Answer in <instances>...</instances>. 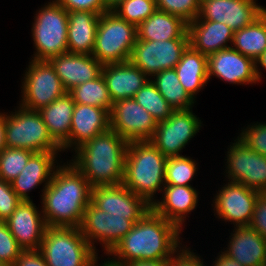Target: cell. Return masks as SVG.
<instances>
[{
  "instance_id": "6da1fadb",
  "label": "cell",
  "mask_w": 266,
  "mask_h": 266,
  "mask_svg": "<svg viewBox=\"0 0 266 266\" xmlns=\"http://www.w3.org/2000/svg\"><path fill=\"white\" fill-rule=\"evenodd\" d=\"M181 231L151 208L107 255L114 256L107 261L124 266L136 260H169L182 245Z\"/></svg>"
},
{
  "instance_id": "7a4b0ae2",
  "label": "cell",
  "mask_w": 266,
  "mask_h": 266,
  "mask_svg": "<svg viewBox=\"0 0 266 266\" xmlns=\"http://www.w3.org/2000/svg\"><path fill=\"white\" fill-rule=\"evenodd\" d=\"M91 185L71 163L56 168L42 191V213L47 226L80 227L91 202Z\"/></svg>"
},
{
  "instance_id": "3957f363",
  "label": "cell",
  "mask_w": 266,
  "mask_h": 266,
  "mask_svg": "<svg viewBox=\"0 0 266 266\" xmlns=\"http://www.w3.org/2000/svg\"><path fill=\"white\" fill-rule=\"evenodd\" d=\"M127 146L126 140L109 129L77 148L70 162L92 188L122 184Z\"/></svg>"
},
{
  "instance_id": "277c9868",
  "label": "cell",
  "mask_w": 266,
  "mask_h": 266,
  "mask_svg": "<svg viewBox=\"0 0 266 266\" xmlns=\"http://www.w3.org/2000/svg\"><path fill=\"white\" fill-rule=\"evenodd\" d=\"M166 160L150 141L128 142L122 184L152 206L165 186Z\"/></svg>"
},
{
  "instance_id": "5b68a950",
  "label": "cell",
  "mask_w": 266,
  "mask_h": 266,
  "mask_svg": "<svg viewBox=\"0 0 266 266\" xmlns=\"http://www.w3.org/2000/svg\"><path fill=\"white\" fill-rule=\"evenodd\" d=\"M39 250L48 266H94L99 261L78 227L47 226Z\"/></svg>"
},
{
  "instance_id": "8992f818",
  "label": "cell",
  "mask_w": 266,
  "mask_h": 266,
  "mask_svg": "<svg viewBox=\"0 0 266 266\" xmlns=\"http://www.w3.org/2000/svg\"><path fill=\"white\" fill-rule=\"evenodd\" d=\"M137 40V27L113 11L100 14L92 55L102 64L122 63L130 59Z\"/></svg>"
},
{
  "instance_id": "52a82bcc",
  "label": "cell",
  "mask_w": 266,
  "mask_h": 266,
  "mask_svg": "<svg viewBox=\"0 0 266 266\" xmlns=\"http://www.w3.org/2000/svg\"><path fill=\"white\" fill-rule=\"evenodd\" d=\"M32 24L33 60H49L68 52V12L55 0L38 10Z\"/></svg>"
},
{
  "instance_id": "ba28073f",
  "label": "cell",
  "mask_w": 266,
  "mask_h": 266,
  "mask_svg": "<svg viewBox=\"0 0 266 266\" xmlns=\"http://www.w3.org/2000/svg\"><path fill=\"white\" fill-rule=\"evenodd\" d=\"M6 114L5 142L7 148L28 149L33 152H62L52 139L37 110L17 107Z\"/></svg>"
},
{
  "instance_id": "9c48e42d",
  "label": "cell",
  "mask_w": 266,
  "mask_h": 266,
  "mask_svg": "<svg viewBox=\"0 0 266 266\" xmlns=\"http://www.w3.org/2000/svg\"><path fill=\"white\" fill-rule=\"evenodd\" d=\"M30 60L22 79L19 106L38 111L65 95L67 90L48 60Z\"/></svg>"
},
{
  "instance_id": "30bf717a",
  "label": "cell",
  "mask_w": 266,
  "mask_h": 266,
  "mask_svg": "<svg viewBox=\"0 0 266 266\" xmlns=\"http://www.w3.org/2000/svg\"><path fill=\"white\" fill-rule=\"evenodd\" d=\"M139 220H127L124 216H113L97 208L92 202L85 209L80 231L97 253L95 243L101 244L104 254H109Z\"/></svg>"
},
{
  "instance_id": "8fae6325",
  "label": "cell",
  "mask_w": 266,
  "mask_h": 266,
  "mask_svg": "<svg viewBox=\"0 0 266 266\" xmlns=\"http://www.w3.org/2000/svg\"><path fill=\"white\" fill-rule=\"evenodd\" d=\"M201 126V120L192 109L174 110L168 119L157 123L150 142L167 158L183 156L179 153Z\"/></svg>"
},
{
  "instance_id": "7c38bea8",
  "label": "cell",
  "mask_w": 266,
  "mask_h": 266,
  "mask_svg": "<svg viewBox=\"0 0 266 266\" xmlns=\"http://www.w3.org/2000/svg\"><path fill=\"white\" fill-rule=\"evenodd\" d=\"M228 147L226 177L260 193L266 192V157L248 148L238 138Z\"/></svg>"
},
{
  "instance_id": "4fadbf2b",
  "label": "cell",
  "mask_w": 266,
  "mask_h": 266,
  "mask_svg": "<svg viewBox=\"0 0 266 266\" xmlns=\"http://www.w3.org/2000/svg\"><path fill=\"white\" fill-rule=\"evenodd\" d=\"M188 45L189 39L136 40L129 61L152 78L163 70L174 69Z\"/></svg>"
},
{
  "instance_id": "5bb4252c",
  "label": "cell",
  "mask_w": 266,
  "mask_h": 266,
  "mask_svg": "<svg viewBox=\"0 0 266 266\" xmlns=\"http://www.w3.org/2000/svg\"><path fill=\"white\" fill-rule=\"evenodd\" d=\"M109 118L110 130L127 142L150 141L157 127L154 117L134 98L114 102Z\"/></svg>"
},
{
  "instance_id": "9a60e30c",
  "label": "cell",
  "mask_w": 266,
  "mask_h": 266,
  "mask_svg": "<svg viewBox=\"0 0 266 266\" xmlns=\"http://www.w3.org/2000/svg\"><path fill=\"white\" fill-rule=\"evenodd\" d=\"M259 194L241 183L229 181L215 194L214 215L235 227L249 226Z\"/></svg>"
},
{
  "instance_id": "2e32d148",
  "label": "cell",
  "mask_w": 266,
  "mask_h": 266,
  "mask_svg": "<svg viewBox=\"0 0 266 266\" xmlns=\"http://www.w3.org/2000/svg\"><path fill=\"white\" fill-rule=\"evenodd\" d=\"M265 10L256 0H203L196 19L221 22L235 32L249 26Z\"/></svg>"
},
{
  "instance_id": "e0dca14e",
  "label": "cell",
  "mask_w": 266,
  "mask_h": 266,
  "mask_svg": "<svg viewBox=\"0 0 266 266\" xmlns=\"http://www.w3.org/2000/svg\"><path fill=\"white\" fill-rule=\"evenodd\" d=\"M91 202L105 213L124 216L127 220H140L151 209L141 196L123 184L93 187Z\"/></svg>"
},
{
  "instance_id": "ac0fdd59",
  "label": "cell",
  "mask_w": 266,
  "mask_h": 266,
  "mask_svg": "<svg viewBox=\"0 0 266 266\" xmlns=\"http://www.w3.org/2000/svg\"><path fill=\"white\" fill-rule=\"evenodd\" d=\"M208 78L213 76L229 84L259 83L255 73V61L232 47L208 56Z\"/></svg>"
},
{
  "instance_id": "d6986e66",
  "label": "cell",
  "mask_w": 266,
  "mask_h": 266,
  "mask_svg": "<svg viewBox=\"0 0 266 266\" xmlns=\"http://www.w3.org/2000/svg\"><path fill=\"white\" fill-rule=\"evenodd\" d=\"M5 222L23 250L40 248L47 224L33 201L20 202Z\"/></svg>"
},
{
  "instance_id": "ffe728a7",
  "label": "cell",
  "mask_w": 266,
  "mask_h": 266,
  "mask_svg": "<svg viewBox=\"0 0 266 266\" xmlns=\"http://www.w3.org/2000/svg\"><path fill=\"white\" fill-rule=\"evenodd\" d=\"M110 129L109 112L100 107L75 103L70 136L61 146L62 151H74L93 137Z\"/></svg>"
},
{
  "instance_id": "44dd1931",
  "label": "cell",
  "mask_w": 266,
  "mask_h": 266,
  "mask_svg": "<svg viewBox=\"0 0 266 266\" xmlns=\"http://www.w3.org/2000/svg\"><path fill=\"white\" fill-rule=\"evenodd\" d=\"M58 154V152H34L30 156L21 173L11 181L12 189L22 201H32L28 196L29 192L42 183H44L42 191L49 185L59 164L56 160Z\"/></svg>"
},
{
  "instance_id": "7402d4cb",
  "label": "cell",
  "mask_w": 266,
  "mask_h": 266,
  "mask_svg": "<svg viewBox=\"0 0 266 266\" xmlns=\"http://www.w3.org/2000/svg\"><path fill=\"white\" fill-rule=\"evenodd\" d=\"M48 61L67 92L74 86L96 79L101 74L103 66L92 54L67 52Z\"/></svg>"
},
{
  "instance_id": "603a6c76",
  "label": "cell",
  "mask_w": 266,
  "mask_h": 266,
  "mask_svg": "<svg viewBox=\"0 0 266 266\" xmlns=\"http://www.w3.org/2000/svg\"><path fill=\"white\" fill-rule=\"evenodd\" d=\"M101 74L105 79L113 103L133 98L150 80L141 69L130 61L105 64L102 66Z\"/></svg>"
},
{
  "instance_id": "cb8c5ba5",
  "label": "cell",
  "mask_w": 266,
  "mask_h": 266,
  "mask_svg": "<svg viewBox=\"0 0 266 266\" xmlns=\"http://www.w3.org/2000/svg\"><path fill=\"white\" fill-rule=\"evenodd\" d=\"M162 192L161 201L157 199L151 208L183 230L186 216L196 209L198 191L193 186L165 185Z\"/></svg>"
},
{
  "instance_id": "d4e9b609",
  "label": "cell",
  "mask_w": 266,
  "mask_h": 266,
  "mask_svg": "<svg viewBox=\"0 0 266 266\" xmlns=\"http://www.w3.org/2000/svg\"><path fill=\"white\" fill-rule=\"evenodd\" d=\"M224 254L242 266H266V240L250 226L234 227Z\"/></svg>"
},
{
  "instance_id": "484cf974",
  "label": "cell",
  "mask_w": 266,
  "mask_h": 266,
  "mask_svg": "<svg viewBox=\"0 0 266 266\" xmlns=\"http://www.w3.org/2000/svg\"><path fill=\"white\" fill-rule=\"evenodd\" d=\"M187 32L189 45L206 56L232 46L234 31L221 22L195 19L187 24Z\"/></svg>"
},
{
  "instance_id": "4316f807",
  "label": "cell",
  "mask_w": 266,
  "mask_h": 266,
  "mask_svg": "<svg viewBox=\"0 0 266 266\" xmlns=\"http://www.w3.org/2000/svg\"><path fill=\"white\" fill-rule=\"evenodd\" d=\"M100 15L89 11H69L68 52L92 54Z\"/></svg>"
},
{
  "instance_id": "83f0119b",
  "label": "cell",
  "mask_w": 266,
  "mask_h": 266,
  "mask_svg": "<svg viewBox=\"0 0 266 266\" xmlns=\"http://www.w3.org/2000/svg\"><path fill=\"white\" fill-rule=\"evenodd\" d=\"M189 39L187 23L180 17L157 9L137 27V40Z\"/></svg>"
},
{
  "instance_id": "f1b7e54d",
  "label": "cell",
  "mask_w": 266,
  "mask_h": 266,
  "mask_svg": "<svg viewBox=\"0 0 266 266\" xmlns=\"http://www.w3.org/2000/svg\"><path fill=\"white\" fill-rule=\"evenodd\" d=\"M207 65L208 56L188 45L174 68L180 83L194 101L198 92L210 81Z\"/></svg>"
},
{
  "instance_id": "f546056e",
  "label": "cell",
  "mask_w": 266,
  "mask_h": 266,
  "mask_svg": "<svg viewBox=\"0 0 266 266\" xmlns=\"http://www.w3.org/2000/svg\"><path fill=\"white\" fill-rule=\"evenodd\" d=\"M75 102L67 92L52 103L39 109L52 139L61 147L69 138Z\"/></svg>"
},
{
  "instance_id": "4dcf8cb0",
  "label": "cell",
  "mask_w": 266,
  "mask_h": 266,
  "mask_svg": "<svg viewBox=\"0 0 266 266\" xmlns=\"http://www.w3.org/2000/svg\"><path fill=\"white\" fill-rule=\"evenodd\" d=\"M232 45L254 61L266 50V10L249 26L234 32Z\"/></svg>"
},
{
  "instance_id": "1f68e13d",
  "label": "cell",
  "mask_w": 266,
  "mask_h": 266,
  "mask_svg": "<svg viewBox=\"0 0 266 266\" xmlns=\"http://www.w3.org/2000/svg\"><path fill=\"white\" fill-rule=\"evenodd\" d=\"M150 79L174 110H188L194 106L196 101L185 91L175 69L163 70Z\"/></svg>"
},
{
  "instance_id": "d6a6232c",
  "label": "cell",
  "mask_w": 266,
  "mask_h": 266,
  "mask_svg": "<svg viewBox=\"0 0 266 266\" xmlns=\"http://www.w3.org/2000/svg\"><path fill=\"white\" fill-rule=\"evenodd\" d=\"M68 93L73 101L78 104H86L106 109L109 113L113 107L106 82L102 74L96 79L74 86Z\"/></svg>"
},
{
  "instance_id": "836d02e7",
  "label": "cell",
  "mask_w": 266,
  "mask_h": 266,
  "mask_svg": "<svg viewBox=\"0 0 266 266\" xmlns=\"http://www.w3.org/2000/svg\"><path fill=\"white\" fill-rule=\"evenodd\" d=\"M135 101L158 122L168 119L174 109L160 94L151 79L134 95Z\"/></svg>"
},
{
  "instance_id": "e575fe53",
  "label": "cell",
  "mask_w": 266,
  "mask_h": 266,
  "mask_svg": "<svg viewBox=\"0 0 266 266\" xmlns=\"http://www.w3.org/2000/svg\"><path fill=\"white\" fill-rule=\"evenodd\" d=\"M198 163L190 157H168L165 165V185L191 186L190 181L198 169Z\"/></svg>"
},
{
  "instance_id": "d590c367",
  "label": "cell",
  "mask_w": 266,
  "mask_h": 266,
  "mask_svg": "<svg viewBox=\"0 0 266 266\" xmlns=\"http://www.w3.org/2000/svg\"><path fill=\"white\" fill-rule=\"evenodd\" d=\"M34 152L28 149L7 148L0 152V179L11 182L26 166Z\"/></svg>"
},
{
  "instance_id": "8d00e7d4",
  "label": "cell",
  "mask_w": 266,
  "mask_h": 266,
  "mask_svg": "<svg viewBox=\"0 0 266 266\" xmlns=\"http://www.w3.org/2000/svg\"><path fill=\"white\" fill-rule=\"evenodd\" d=\"M156 10L155 0H124L112 11L121 19L138 27Z\"/></svg>"
},
{
  "instance_id": "74e56055",
  "label": "cell",
  "mask_w": 266,
  "mask_h": 266,
  "mask_svg": "<svg viewBox=\"0 0 266 266\" xmlns=\"http://www.w3.org/2000/svg\"><path fill=\"white\" fill-rule=\"evenodd\" d=\"M157 9L180 17L187 24L194 21L199 13L198 0H155Z\"/></svg>"
},
{
  "instance_id": "f35d334b",
  "label": "cell",
  "mask_w": 266,
  "mask_h": 266,
  "mask_svg": "<svg viewBox=\"0 0 266 266\" xmlns=\"http://www.w3.org/2000/svg\"><path fill=\"white\" fill-rule=\"evenodd\" d=\"M241 131L237 138L251 150L266 157V123H253Z\"/></svg>"
},
{
  "instance_id": "ab89813d",
  "label": "cell",
  "mask_w": 266,
  "mask_h": 266,
  "mask_svg": "<svg viewBox=\"0 0 266 266\" xmlns=\"http://www.w3.org/2000/svg\"><path fill=\"white\" fill-rule=\"evenodd\" d=\"M23 249L9 231L5 221H0V260L6 266H12Z\"/></svg>"
},
{
  "instance_id": "60d3db41",
  "label": "cell",
  "mask_w": 266,
  "mask_h": 266,
  "mask_svg": "<svg viewBox=\"0 0 266 266\" xmlns=\"http://www.w3.org/2000/svg\"><path fill=\"white\" fill-rule=\"evenodd\" d=\"M22 202L11 186V182L0 179V221L7 220Z\"/></svg>"
},
{
  "instance_id": "b9f144b4",
  "label": "cell",
  "mask_w": 266,
  "mask_h": 266,
  "mask_svg": "<svg viewBox=\"0 0 266 266\" xmlns=\"http://www.w3.org/2000/svg\"><path fill=\"white\" fill-rule=\"evenodd\" d=\"M67 12L69 11H89L97 14L108 12L104 0H55Z\"/></svg>"
},
{
  "instance_id": "7bdbcfd3",
  "label": "cell",
  "mask_w": 266,
  "mask_h": 266,
  "mask_svg": "<svg viewBox=\"0 0 266 266\" xmlns=\"http://www.w3.org/2000/svg\"><path fill=\"white\" fill-rule=\"evenodd\" d=\"M249 226L266 240V192L259 194Z\"/></svg>"
},
{
  "instance_id": "ee69618b",
  "label": "cell",
  "mask_w": 266,
  "mask_h": 266,
  "mask_svg": "<svg viewBox=\"0 0 266 266\" xmlns=\"http://www.w3.org/2000/svg\"><path fill=\"white\" fill-rule=\"evenodd\" d=\"M181 248L169 259V266H206L203 259L190 248L185 245Z\"/></svg>"
},
{
  "instance_id": "f6af8a7d",
  "label": "cell",
  "mask_w": 266,
  "mask_h": 266,
  "mask_svg": "<svg viewBox=\"0 0 266 266\" xmlns=\"http://www.w3.org/2000/svg\"><path fill=\"white\" fill-rule=\"evenodd\" d=\"M12 266H48L39 249L22 250Z\"/></svg>"
},
{
  "instance_id": "bcb514c9",
  "label": "cell",
  "mask_w": 266,
  "mask_h": 266,
  "mask_svg": "<svg viewBox=\"0 0 266 266\" xmlns=\"http://www.w3.org/2000/svg\"><path fill=\"white\" fill-rule=\"evenodd\" d=\"M124 266H169V260H136Z\"/></svg>"
},
{
  "instance_id": "7dc6e473",
  "label": "cell",
  "mask_w": 266,
  "mask_h": 266,
  "mask_svg": "<svg viewBox=\"0 0 266 266\" xmlns=\"http://www.w3.org/2000/svg\"><path fill=\"white\" fill-rule=\"evenodd\" d=\"M213 266H242L236 260H233L229 256L225 255L223 251L216 257V260L212 264Z\"/></svg>"
},
{
  "instance_id": "c3c4849f",
  "label": "cell",
  "mask_w": 266,
  "mask_h": 266,
  "mask_svg": "<svg viewBox=\"0 0 266 266\" xmlns=\"http://www.w3.org/2000/svg\"><path fill=\"white\" fill-rule=\"evenodd\" d=\"M6 113H0V152L6 147L5 142Z\"/></svg>"
},
{
  "instance_id": "681fc988",
  "label": "cell",
  "mask_w": 266,
  "mask_h": 266,
  "mask_svg": "<svg viewBox=\"0 0 266 266\" xmlns=\"http://www.w3.org/2000/svg\"><path fill=\"white\" fill-rule=\"evenodd\" d=\"M259 66H261L262 68L266 70V50L255 60L256 77L258 81H261L262 75L259 72L260 71V68H258Z\"/></svg>"
},
{
  "instance_id": "f907efd6",
  "label": "cell",
  "mask_w": 266,
  "mask_h": 266,
  "mask_svg": "<svg viewBox=\"0 0 266 266\" xmlns=\"http://www.w3.org/2000/svg\"><path fill=\"white\" fill-rule=\"evenodd\" d=\"M123 1L124 0H104V4L109 11H112Z\"/></svg>"
},
{
  "instance_id": "816d5d0a",
  "label": "cell",
  "mask_w": 266,
  "mask_h": 266,
  "mask_svg": "<svg viewBox=\"0 0 266 266\" xmlns=\"http://www.w3.org/2000/svg\"><path fill=\"white\" fill-rule=\"evenodd\" d=\"M106 261H104V263L102 264H99L98 262L94 265V266H114V265H111L107 259H105ZM99 264V265H98Z\"/></svg>"
},
{
  "instance_id": "f5cc1de1",
  "label": "cell",
  "mask_w": 266,
  "mask_h": 266,
  "mask_svg": "<svg viewBox=\"0 0 266 266\" xmlns=\"http://www.w3.org/2000/svg\"><path fill=\"white\" fill-rule=\"evenodd\" d=\"M0 266H6V265L0 260Z\"/></svg>"
}]
</instances>
